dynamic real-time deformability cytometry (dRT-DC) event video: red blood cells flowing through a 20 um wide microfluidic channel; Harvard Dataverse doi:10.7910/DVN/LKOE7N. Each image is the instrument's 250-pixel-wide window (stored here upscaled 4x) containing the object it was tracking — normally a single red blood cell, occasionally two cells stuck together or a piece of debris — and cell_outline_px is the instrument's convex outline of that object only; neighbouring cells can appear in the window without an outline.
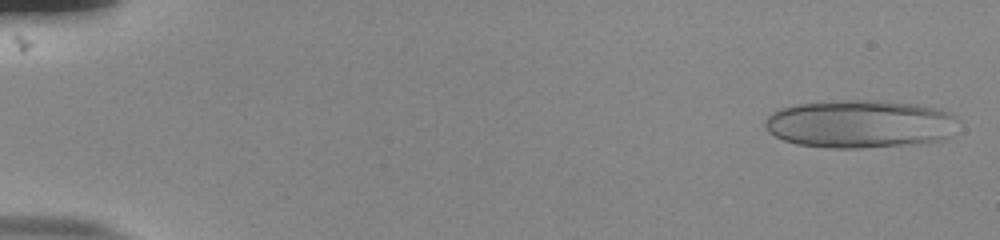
{"species": "human", "species_latin": "Homo sapiens", "temperature_condition": "room temperature", "stored_images_in_passage": 53, "camera_frame_rate_fps": 3000, "um_per_image_px": 0.085, "donor": {"sex": "male"}, "frame": {"image": 1, "passage_image": 2, "time_ms": 0.333, "image_size_px": [1000, 240], "cell_outline_px": [[952, 116], [948, 136], [940, 140], [860, 148], [828, 148], [796, 144], [784, 140], [768, 132], [764, 124], [768, 116], [772, 112], [796, 104], [844, 100], [880, 100], [916, 104], [936, 108], [948, 112]], "centroid_in_image_um": [72.97, 10.52], "position_along_channel_um": 12.0, "area_um2": 53.0}}
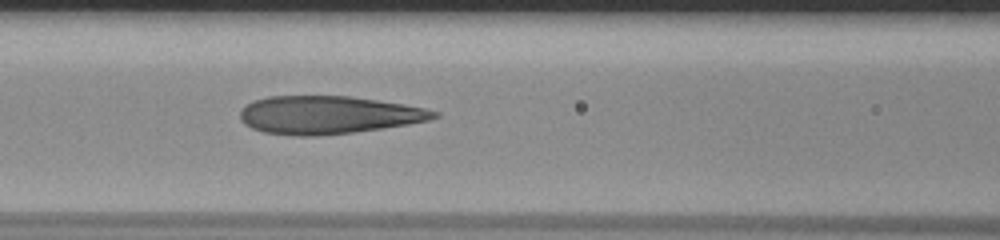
{"frame": {"image": 2, "passage_image": 24, "time_ms": 7.667, "image_size_px": [1000, 240], "cell_outline_px": [[440, 116], [428, 120], [408, 124], [384, 128], [352, 132], [316, 136], [292, 136], [264, 132], [252, 128], [244, 124], [240, 120], [240, 112], [252, 100], [268, 96], [348, 96], [404, 104], [424, 108], [440, 112]], "centroid_in_image_um": [27.89, 9.77], "position_along_channel_um": 138.7, "area_um2": 42.89}}
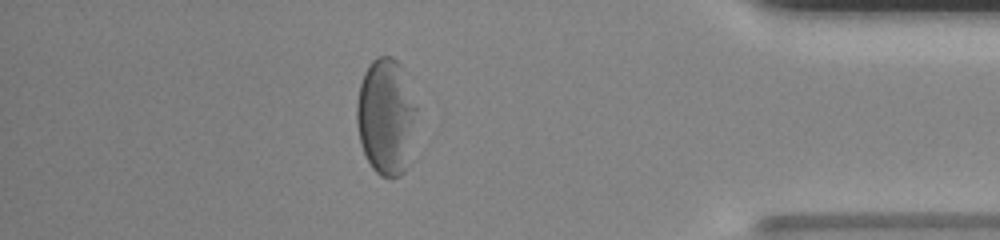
{"frame": {"image": 3, "passage_image": 47, "time_ms": 15.333, "image_size_px": [1000, 240], "cell_outline_px": [[416, 108], [404, 172], [400, 176], [380, 176], [372, 168], [360, 144], [356, 124], [356, 104], [360, 84], [364, 72], [372, 60], [376, 56], [392, 56], [404, 68]], "centroid_in_image_um": [32.75, 9.84], "position_along_channel_um": 402.4, "area_um2": 40.0}, "authors_computed_cell_mechanics": {"area_um2": 45.084, "velocity_mm_per_s": 3.8327, "shape_relaxation_time_tau1_ms": null, "shape_relaxation_time_tau2_ms": 1.4527, "deformation_change_tau1": null, "deformation_change_tau2": 0.0961}}